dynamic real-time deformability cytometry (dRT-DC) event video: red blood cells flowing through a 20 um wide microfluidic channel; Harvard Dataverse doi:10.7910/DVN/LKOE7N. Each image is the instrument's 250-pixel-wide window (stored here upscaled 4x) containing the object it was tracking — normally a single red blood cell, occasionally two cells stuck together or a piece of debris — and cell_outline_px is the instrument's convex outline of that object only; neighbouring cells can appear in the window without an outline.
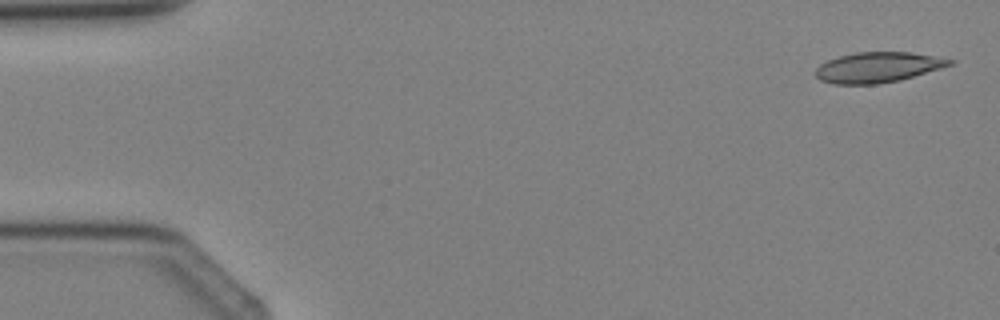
{"species": "Egyptian fruit bat (a non-hibernating species)", "species_latin": "Rousettus aegyptiacus", "temperature_condition": "cold", "stored_images_in_passage": 3, "camera_frame_rate_fps": 3000, "um_per_image_px": 0.085, "animal": {"sex": "female"}, "frame": {"image": 1, "passage_image": 1, "time_ms": 0.0, "image_size_px": [1000, 320], "cell_outline_px": [[956, 60], [952, 64], [940, 68], [900, 80], [876, 84], [832, 84], [820, 80], [816, 76], [816, 68], [820, 64], [828, 60], [840, 56], [856, 52], [912, 52]], "centroid_in_image_um": [74.6, 5.72], "position_along_channel_um": 10.4, "area_um2": 23.58}}